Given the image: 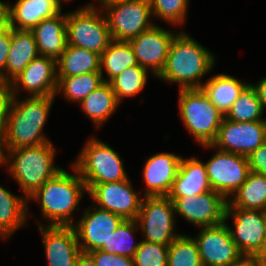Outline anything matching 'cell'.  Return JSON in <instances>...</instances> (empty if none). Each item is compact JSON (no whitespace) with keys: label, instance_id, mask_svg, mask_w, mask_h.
<instances>
[{"label":"cell","instance_id":"cb8c5ba5","mask_svg":"<svg viewBox=\"0 0 266 266\" xmlns=\"http://www.w3.org/2000/svg\"><path fill=\"white\" fill-rule=\"evenodd\" d=\"M9 50L4 70V79L12 81L33 59L39 56L32 31L11 28Z\"/></svg>","mask_w":266,"mask_h":266},{"label":"cell","instance_id":"e0dca14e","mask_svg":"<svg viewBox=\"0 0 266 266\" xmlns=\"http://www.w3.org/2000/svg\"><path fill=\"white\" fill-rule=\"evenodd\" d=\"M175 35L172 31L161 28L155 23L153 27L128 42L138 64L147 70L150 68L151 73L153 72L157 77L164 68Z\"/></svg>","mask_w":266,"mask_h":266},{"label":"cell","instance_id":"6da1fadb","mask_svg":"<svg viewBox=\"0 0 266 266\" xmlns=\"http://www.w3.org/2000/svg\"><path fill=\"white\" fill-rule=\"evenodd\" d=\"M214 55L184 31L175 35L164 68L156 77L179 84L180 89L202 88V77L215 64Z\"/></svg>","mask_w":266,"mask_h":266},{"label":"cell","instance_id":"ac0fdd59","mask_svg":"<svg viewBox=\"0 0 266 266\" xmlns=\"http://www.w3.org/2000/svg\"><path fill=\"white\" fill-rule=\"evenodd\" d=\"M57 87V61L41 55L12 80L13 96H17L22 88L30 93V97L57 96Z\"/></svg>","mask_w":266,"mask_h":266},{"label":"cell","instance_id":"60d3db41","mask_svg":"<svg viewBox=\"0 0 266 266\" xmlns=\"http://www.w3.org/2000/svg\"><path fill=\"white\" fill-rule=\"evenodd\" d=\"M11 44V29L3 36L0 37V76L4 78V70L9 54V47Z\"/></svg>","mask_w":266,"mask_h":266},{"label":"cell","instance_id":"bcb514c9","mask_svg":"<svg viewBox=\"0 0 266 266\" xmlns=\"http://www.w3.org/2000/svg\"><path fill=\"white\" fill-rule=\"evenodd\" d=\"M4 150V151H3ZM6 149H5V143L3 140V134L2 131H0V165L5 164L6 165Z\"/></svg>","mask_w":266,"mask_h":266},{"label":"cell","instance_id":"f546056e","mask_svg":"<svg viewBox=\"0 0 266 266\" xmlns=\"http://www.w3.org/2000/svg\"><path fill=\"white\" fill-rule=\"evenodd\" d=\"M139 65L129 42L112 40L100 55V73L104 82H110L126 68ZM107 77H103V70Z\"/></svg>","mask_w":266,"mask_h":266},{"label":"cell","instance_id":"8992f818","mask_svg":"<svg viewBox=\"0 0 266 266\" xmlns=\"http://www.w3.org/2000/svg\"><path fill=\"white\" fill-rule=\"evenodd\" d=\"M89 191L95 184L128 179L122 159L105 142L91 138L73 163Z\"/></svg>","mask_w":266,"mask_h":266},{"label":"cell","instance_id":"e575fe53","mask_svg":"<svg viewBox=\"0 0 266 266\" xmlns=\"http://www.w3.org/2000/svg\"><path fill=\"white\" fill-rule=\"evenodd\" d=\"M167 266H202L196 241L185 234L177 237L168 247Z\"/></svg>","mask_w":266,"mask_h":266},{"label":"cell","instance_id":"52a82bcc","mask_svg":"<svg viewBox=\"0 0 266 266\" xmlns=\"http://www.w3.org/2000/svg\"><path fill=\"white\" fill-rule=\"evenodd\" d=\"M96 9L91 3L66 13V37L68 45L101 55L112 41V37L105 13L102 15L103 10Z\"/></svg>","mask_w":266,"mask_h":266},{"label":"cell","instance_id":"f6af8a7d","mask_svg":"<svg viewBox=\"0 0 266 266\" xmlns=\"http://www.w3.org/2000/svg\"><path fill=\"white\" fill-rule=\"evenodd\" d=\"M10 29V19L7 13L2 19H0V37H3Z\"/></svg>","mask_w":266,"mask_h":266},{"label":"cell","instance_id":"74e56055","mask_svg":"<svg viewBox=\"0 0 266 266\" xmlns=\"http://www.w3.org/2000/svg\"><path fill=\"white\" fill-rule=\"evenodd\" d=\"M88 254L93 258L95 266H134L133 258L113 255L101 250Z\"/></svg>","mask_w":266,"mask_h":266},{"label":"cell","instance_id":"836d02e7","mask_svg":"<svg viewBox=\"0 0 266 266\" xmlns=\"http://www.w3.org/2000/svg\"><path fill=\"white\" fill-rule=\"evenodd\" d=\"M137 220H123L116 228V231L111 234L108 242L99 250L108 252L113 255L133 258L140 242L133 243V233L140 229Z\"/></svg>","mask_w":266,"mask_h":266},{"label":"cell","instance_id":"8d00e7d4","mask_svg":"<svg viewBox=\"0 0 266 266\" xmlns=\"http://www.w3.org/2000/svg\"><path fill=\"white\" fill-rule=\"evenodd\" d=\"M168 247L160 243L141 240L133 256L134 266H167Z\"/></svg>","mask_w":266,"mask_h":266},{"label":"cell","instance_id":"2e32d148","mask_svg":"<svg viewBox=\"0 0 266 266\" xmlns=\"http://www.w3.org/2000/svg\"><path fill=\"white\" fill-rule=\"evenodd\" d=\"M96 208L89 206L78 222L72 226L80 249L84 253L99 250L124 220L110 211Z\"/></svg>","mask_w":266,"mask_h":266},{"label":"cell","instance_id":"5bb4252c","mask_svg":"<svg viewBox=\"0 0 266 266\" xmlns=\"http://www.w3.org/2000/svg\"><path fill=\"white\" fill-rule=\"evenodd\" d=\"M93 205L121 216L124 220H136L142 197L135 192L129 179L95 184L88 192Z\"/></svg>","mask_w":266,"mask_h":266},{"label":"cell","instance_id":"7a4b0ae2","mask_svg":"<svg viewBox=\"0 0 266 266\" xmlns=\"http://www.w3.org/2000/svg\"><path fill=\"white\" fill-rule=\"evenodd\" d=\"M13 96L5 125L2 129L5 149L37 146L50 142L42 133L55 96Z\"/></svg>","mask_w":266,"mask_h":266},{"label":"cell","instance_id":"8fae6325","mask_svg":"<svg viewBox=\"0 0 266 266\" xmlns=\"http://www.w3.org/2000/svg\"><path fill=\"white\" fill-rule=\"evenodd\" d=\"M265 141L266 121L235 122L224 117L215 141L203 147L248 156Z\"/></svg>","mask_w":266,"mask_h":266},{"label":"cell","instance_id":"b9f144b4","mask_svg":"<svg viewBox=\"0 0 266 266\" xmlns=\"http://www.w3.org/2000/svg\"><path fill=\"white\" fill-rule=\"evenodd\" d=\"M230 266H261L256 255L242 254Z\"/></svg>","mask_w":266,"mask_h":266},{"label":"cell","instance_id":"681fc988","mask_svg":"<svg viewBox=\"0 0 266 266\" xmlns=\"http://www.w3.org/2000/svg\"><path fill=\"white\" fill-rule=\"evenodd\" d=\"M57 1L61 5V1H65V2L68 1L69 2L70 0H57Z\"/></svg>","mask_w":266,"mask_h":266},{"label":"cell","instance_id":"9a60e30c","mask_svg":"<svg viewBox=\"0 0 266 266\" xmlns=\"http://www.w3.org/2000/svg\"><path fill=\"white\" fill-rule=\"evenodd\" d=\"M196 241L202 266H230L242 254L232 240L228 224L201 227Z\"/></svg>","mask_w":266,"mask_h":266},{"label":"cell","instance_id":"d590c367","mask_svg":"<svg viewBox=\"0 0 266 266\" xmlns=\"http://www.w3.org/2000/svg\"><path fill=\"white\" fill-rule=\"evenodd\" d=\"M152 16L170 24L181 25L185 21L189 0H149Z\"/></svg>","mask_w":266,"mask_h":266},{"label":"cell","instance_id":"1f68e13d","mask_svg":"<svg viewBox=\"0 0 266 266\" xmlns=\"http://www.w3.org/2000/svg\"><path fill=\"white\" fill-rule=\"evenodd\" d=\"M263 112L257 92L249 83L232 104L225 118L235 122L266 121L262 118Z\"/></svg>","mask_w":266,"mask_h":266},{"label":"cell","instance_id":"ffe728a7","mask_svg":"<svg viewBox=\"0 0 266 266\" xmlns=\"http://www.w3.org/2000/svg\"><path fill=\"white\" fill-rule=\"evenodd\" d=\"M181 156L173 153H159L149 157L144 165L146 182L144 196H167L176 178Z\"/></svg>","mask_w":266,"mask_h":266},{"label":"cell","instance_id":"4fadbf2b","mask_svg":"<svg viewBox=\"0 0 266 266\" xmlns=\"http://www.w3.org/2000/svg\"><path fill=\"white\" fill-rule=\"evenodd\" d=\"M229 218L235 229L228 225L229 231L241 254L255 255L266 242V211L234 208L228 202L225 222Z\"/></svg>","mask_w":266,"mask_h":266},{"label":"cell","instance_id":"5b68a950","mask_svg":"<svg viewBox=\"0 0 266 266\" xmlns=\"http://www.w3.org/2000/svg\"><path fill=\"white\" fill-rule=\"evenodd\" d=\"M179 111L184 126L198 143L211 145L225 117L202 88L179 89Z\"/></svg>","mask_w":266,"mask_h":266},{"label":"cell","instance_id":"7bdbcfd3","mask_svg":"<svg viewBox=\"0 0 266 266\" xmlns=\"http://www.w3.org/2000/svg\"><path fill=\"white\" fill-rule=\"evenodd\" d=\"M255 88L258 98L262 104L263 109L266 107V77L257 82L256 85L252 84Z\"/></svg>","mask_w":266,"mask_h":266},{"label":"cell","instance_id":"83f0119b","mask_svg":"<svg viewBox=\"0 0 266 266\" xmlns=\"http://www.w3.org/2000/svg\"><path fill=\"white\" fill-rule=\"evenodd\" d=\"M85 115L98 128L105 123L120 105L117 101L110 82H103L80 103Z\"/></svg>","mask_w":266,"mask_h":266},{"label":"cell","instance_id":"f1b7e54d","mask_svg":"<svg viewBox=\"0 0 266 266\" xmlns=\"http://www.w3.org/2000/svg\"><path fill=\"white\" fill-rule=\"evenodd\" d=\"M228 202L234 208L266 211V176L249 172L244 184Z\"/></svg>","mask_w":266,"mask_h":266},{"label":"cell","instance_id":"4316f807","mask_svg":"<svg viewBox=\"0 0 266 266\" xmlns=\"http://www.w3.org/2000/svg\"><path fill=\"white\" fill-rule=\"evenodd\" d=\"M248 84L223 73L214 75L207 80L202 89L209 96L211 102L225 116Z\"/></svg>","mask_w":266,"mask_h":266},{"label":"cell","instance_id":"484cf974","mask_svg":"<svg viewBox=\"0 0 266 266\" xmlns=\"http://www.w3.org/2000/svg\"><path fill=\"white\" fill-rule=\"evenodd\" d=\"M91 72H100V55L67 44L57 60V77H72Z\"/></svg>","mask_w":266,"mask_h":266},{"label":"cell","instance_id":"7dc6e473","mask_svg":"<svg viewBox=\"0 0 266 266\" xmlns=\"http://www.w3.org/2000/svg\"><path fill=\"white\" fill-rule=\"evenodd\" d=\"M261 266H266V242L262 248L255 254Z\"/></svg>","mask_w":266,"mask_h":266},{"label":"cell","instance_id":"f35d334b","mask_svg":"<svg viewBox=\"0 0 266 266\" xmlns=\"http://www.w3.org/2000/svg\"><path fill=\"white\" fill-rule=\"evenodd\" d=\"M13 99L12 81L0 76V131H2Z\"/></svg>","mask_w":266,"mask_h":266},{"label":"cell","instance_id":"ba28073f","mask_svg":"<svg viewBox=\"0 0 266 266\" xmlns=\"http://www.w3.org/2000/svg\"><path fill=\"white\" fill-rule=\"evenodd\" d=\"M100 7L106 12L112 40L133 39L153 27L149 18L152 15L149 0H99Z\"/></svg>","mask_w":266,"mask_h":266},{"label":"cell","instance_id":"44dd1931","mask_svg":"<svg viewBox=\"0 0 266 266\" xmlns=\"http://www.w3.org/2000/svg\"><path fill=\"white\" fill-rule=\"evenodd\" d=\"M62 5L57 0H17L8 2L10 26L18 30H32L42 20L61 13Z\"/></svg>","mask_w":266,"mask_h":266},{"label":"cell","instance_id":"c3c4849f","mask_svg":"<svg viewBox=\"0 0 266 266\" xmlns=\"http://www.w3.org/2000/svg\"><path fill=\"white\" fill-rule=\"evenodd\" d=\"M8 12V4L0 0V19H2Z\"/></svg>","mask_w":266,"mask_h":266},{"label":"cell","instance_id":"d6986e66","mask_svg":"<svg viewBox=\"0 0 266 266\" xmlns=\"http://www.w3.org/2000/svg\"><path fill=\"white\" fill-rule=\"evenodd\" d=\"M38 229L42 232L48 266H75L82 251L74 228L40 224Z\"/></svg>","mask_w":266,"mask_h":266},{"label":"cell","instance_id":"4dcf8cb0","mask_svg":"<svg viewBox=\"0 0 266 266\" xmlns=\"http://www.w3.org/2000/svg\"><path fill=\"white\" fill-rule=\"evenodd\" d=\"M58 91L65 94V99L80 103L104 81L100 72L85 73L72 77H57Z\"/></svg>","mask_w":266,"mask_h":266},{"label":"cell","instance_id":"9c48e42d","mask_svg":"<svg viewBox=\"0 0 266 266\" xmlns=\"http://www.w3.org/2000/svg\"><path fill=\"white\" fill-rule=\"evenodd\" d=\"M138 225L145 235L143 241L169 246L181 234L176 233L175 210L173 202L167 196H143Z\"/></svg>","mask_w":266,"mask_h":266},{"label":"cell","instance_id":"30bf717a","mask_svg":"<svg viewBox=\"0 0 266 266\" xmlns=\"http://www.w3.org/2000/svg\"><path fill=\"white\" fill-rule=\"evenodd\" d=\"M204 164L212 190L227 200L244 184L250 172L247 156L218 149Z\"/></svg>","mask_w":266,"mask_h":266},{"label":"cell","instance_id":"d6a6232c","mask_svg":"<svg viewBox=\"0 0 266 266\" xmlns=\"http://www.w3.org/2000/svg\"><path fill=\"white\" fill-rule=\"evenodd\" d=\"M147 72L146 68L134 65L126 68L110 81L119 103L124 98L135 96L144 89L147 83Z\"/></svg>","mask_w":266,"mask_h":266},{"label":"cell","instance_id":"7402d4cb","mask_svg":"<svg viewBox=\"0 0 266 266\" xmlns=\"http://www.w3.org/2000/svg\"><path fill=\"white\" fill-rule=\"evenodd\" d=\"M211 190L205 164L195 157H181L176 178L167 197L196 196Z\"/></svg>","mask_w":266,"mask_h":266},{"label":"cell","instance_id":"603a6c76","mask_svg":"<svg viewBox=\"0 0 266 266\" xmlns=\"http://www.w3.org/2000/svg\"><path fill=\"white\" fill-rule=\"evenodd\" d=\"M39 55L55 59L60 58L67 45L66 14L42 20L32 30Z\"/></svg>","mask_w":266,"mask_h":266},{"label":"cell","instance_id":"d4e9b609","mask_svg":"<svg viewBox=\"0 0 266 266\" xmlns=\"http://www.w3.org/2000/svg\"><path fill=\"white\" fill-rule=\"evenodd\" d=\"M25 196L13 195L0 186V236L9 238L16 230L26 223L27 203Z\"/></svg>","mask_w":266,"mask_h":266},{"label":"cell","instance_id":"277c9868","mask_svg":"<svg viewBox=\"0 0 266 266\" xmlns=\"http://www.w3.org/2000/svg\"><path fill=\"white\" fill-rule=\"evenodd\" d=\"M6 152L9 173L17 180L26 198L62 170L54 164L56 149L51 142L6 149Z\"/></svg>","mask_w":266,"mask_h":266},{"label":"cell","instance_id":"3957f363","mask_svg":"<svg viewBox=\"0 0 266 266\" xmlns=\"http://www.w3.org/2000/svg\"><path fill=\"white\" fill-rule=\"evenodd\" d=\"M72 168L76 175L62 169L27 198L41 203L42 215L50 222L46 226L72 227L75 224L72 213L78 211V204L88 190L76 168L73 165Z\"/></svg>","mask_w":266,"mask_h":266},{"label":"cell","instance_id":"ab89813d","mask_svg":"<svg viewBox=\"0 0 266 266\" xmlns=\"http://www.w3.org/2000/svg\"><path fill=\"white\" fill-rule=\"evenodd\" d=\"M250 172L260 173L266 176V141L248 156Z\"/></svg>","mask_w":266,"mask_h":266},{"label":"cell","instance_id":"ee69618b","mask_svg":"<svg viewBox=\"0 0 266 266\" xmlns=\"http://www.w3.org/2000/svg\"><path fill=\"white\" fill-rule=\"evenodd\" d=\"M75 266H95V263L88 253L81 252L77 257Z\"/></svg>","mask_w":266,"mask_h":266},{"label":"cell","instance_id":"7c38bea8","mask_svg":"<svg viewBox=\"0 0 266 266\" xmlns=\"http://www.w3.org/2000/svg\"><path fill=\"white\" fill-rule=\"evenodd\" d=\"M168 198L173 202L175 214L195 226L210 227L225 222L228 200L214 190L196 196Z\"/></svg>","mask_w":266,"mask_h":266}]
</instances>
